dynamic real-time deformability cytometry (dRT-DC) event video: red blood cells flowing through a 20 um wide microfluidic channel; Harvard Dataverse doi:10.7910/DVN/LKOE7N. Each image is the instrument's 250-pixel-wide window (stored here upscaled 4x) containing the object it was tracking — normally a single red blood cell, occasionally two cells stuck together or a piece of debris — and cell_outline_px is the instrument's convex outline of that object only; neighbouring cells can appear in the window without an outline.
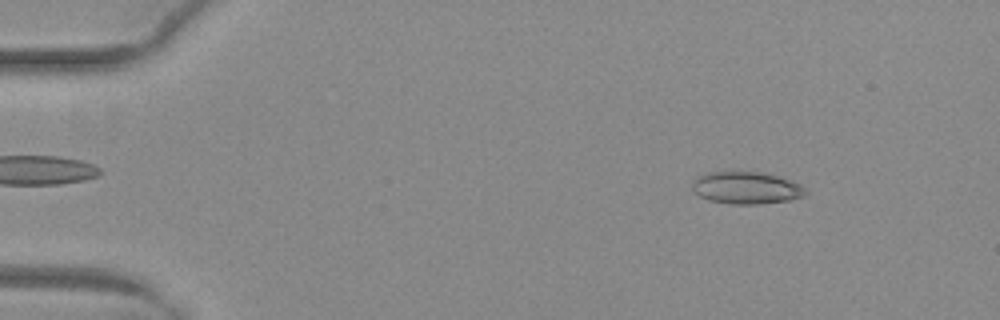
{"species": "common noctule bat (a hibernating species)", "species_latin": "Nyctalus noctula", "temperature_condition": "warm", "stored_images_in_passage": 52, "camera_frame_rate_fps": 3000, "um_per_image_px": 0.085, "animal": {"sex": "female", "body_mass_g": 29.2, "forearm_length_mm": 56.3}, "frame": {"image": 1, "passage_image": 7, "time_ms": 2.0, "image_size_px": [1000, 320], "cell_outline_px": [[808, 192], [804, 196], [788, 200], [756, 204], [732, 204], [708, 200], [700, 196], [692, 188], [692, 184], [696, 176], [712, 172], [760, 172], [776, 176], [800, 184]], "centroid_in_image_um": [63.42, 15.97], "position_along_channel_um": 21.6, "area_um2": 20.98}}
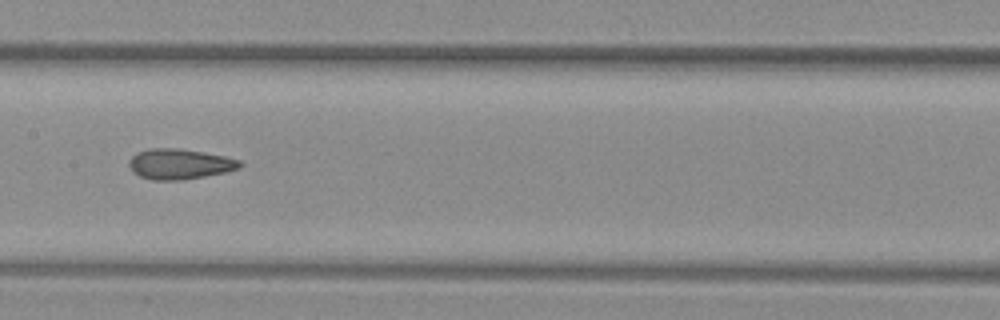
{"frame": {"image": 2, "passage_image": 27, "time_ms": 8.667, "image_size_px": [1000, 320], "cell_outline_px": [[244, 164], [240, 168], [224, 172], [204, 176], [180, 180], [152, 180], [140, 176], [132, 172], [128, 164], [128, 160], [136, 152], [148, 148], [180, 148], [204, 152], [224, 156], [240, 160]], "centroid_in_image_um": [15.24, 13.93], "position_along_channel_um": 192.2, "area_um2": 19.77}}
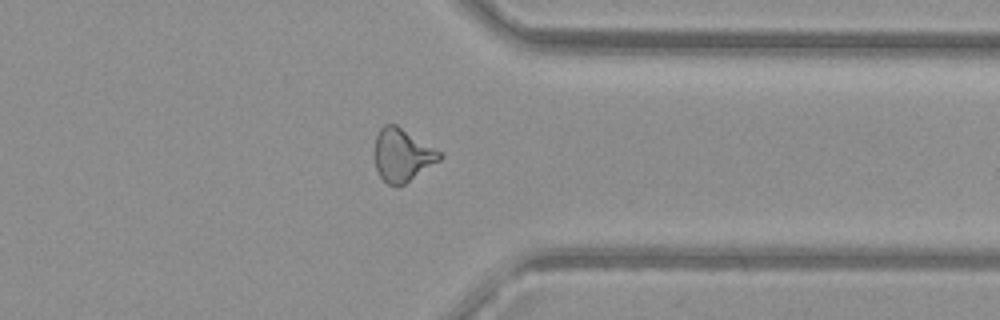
{"frame": {"image": 3, "passage_image": 41, "time_ms": 13.333, "image_size_px": [1000, 320], "cell_outline_px": [[444, 156], [440, 160], [404, 184], [396, 188], [388, 184], [380, 176], [376, 168], [376, 136], [380, 128], [384, 124], [396, 124], [444, 152]], "centroid_in_image_um": [34.24, 13.17], "position_along_channel_um": 377.2, "area_um2": 20.11}, "authors_computed_cell_mechanics": {"area_um2": 20.1144, "velocity_mm_per_s": 4.0525, "shape_relaxation_time_tau1_ms": null, "shape_relaxation_time_tau2_ms": 1.9645, "deformation_change_tau1": null, "deformation_change_tau2": 0.091}}